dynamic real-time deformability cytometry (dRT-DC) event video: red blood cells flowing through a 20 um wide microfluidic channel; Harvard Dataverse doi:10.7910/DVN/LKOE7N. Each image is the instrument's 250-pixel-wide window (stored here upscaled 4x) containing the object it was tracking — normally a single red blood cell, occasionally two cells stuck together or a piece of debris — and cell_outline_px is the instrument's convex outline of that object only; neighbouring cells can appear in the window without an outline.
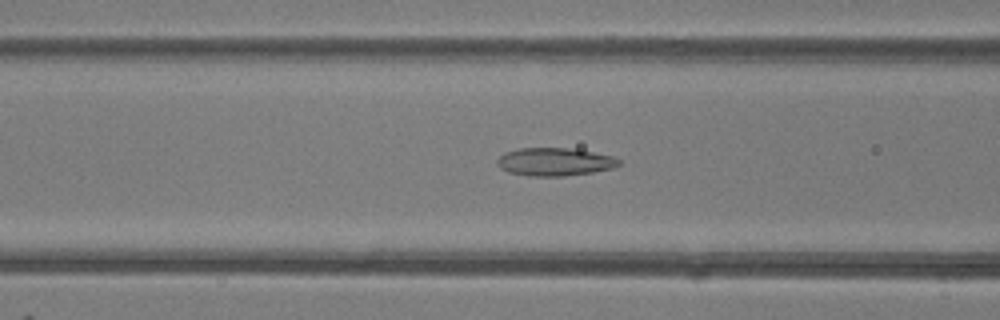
{"species": "common noctule bat (a hibernating species)", "species_latin": "Nyctalus noctula", "temperature_condition": "room temperature", "stored_images_in_passage": 50, "camera_frame_rate_fps": 3000, "um_per_image_px": 0.085, "animal": {"sex": "female"}, "frame": {"image": 1, "passage_image": 20, "time_ms": 6.333, "image_size_px": [1000, 320], "cell_outline_px": [[620, 164], [612, 168], [592, 172], [564, 176], [528, 176], [508, 172], [500, 168], [496, 164], [496, 160], [504, 152], [520, 148], [568, 148], [592, 152], [612, 156], [620, 160]], "centroid_in_image_um": [47.1, 13.76], "position_along_channel_um": 119.5, "area_um2": 19.83}}
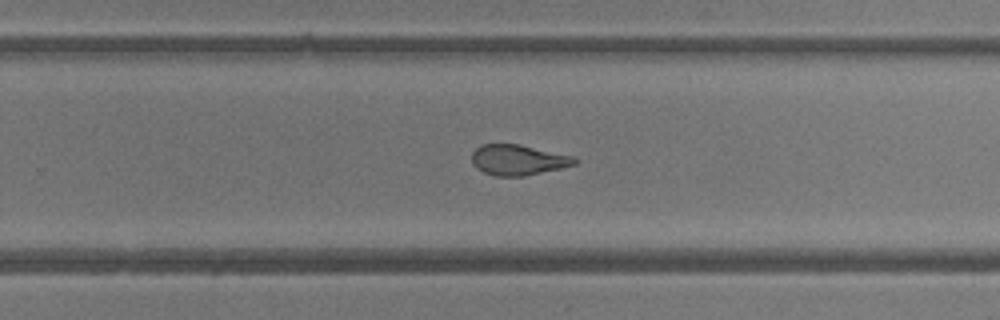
{"frame": {"image": 2, "passage_image": 32, "time_ms": 10.333, "image_size_px": [1000, 320], "cell_outline_px": [[576, 164], [560, 168], [524, 176], [496, 176], [484, 172], [476, 168], [472, 164], [472, 152], [480, 144], [520, 144], [576, 156]], "centroid_in_image_um": [44.03, 13.58], "position_along_channel_um": 285.8, "area_um2": 18.38}}
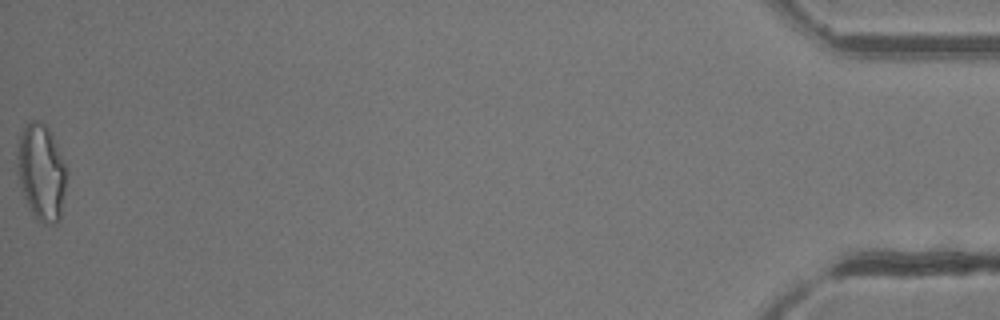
{"frame": {"image": 3, "passage_image": 50, "time_ms": 16.333, "image_size_px": [1000, 320], "cell_outline_px": [[68, 172], [60, 220], [56, 224], [44, 224], [36, 220], [28, 208], [16, 172], [16, 156], [20, 136], [24, 128], [32, 120], [36, 120], [44, 124], [48, 128], [56, 144]], "centroid_in_image_um": [3.51, 14.7], "position_along_channel_um": 431.7, "area_um2": 27.92}, "authors_computed_cell_mechanics": {"area_um2": 20.9236, "velocity_mm_per_s": 4.1775, "shape_relaxation_time_tau1_ms": 6.9193, "shape_relaxation_time_tau2_ms": 1.7097, "deformation_change_tau1": 0.1783, "deformation_change_tau2": 0.0935}}